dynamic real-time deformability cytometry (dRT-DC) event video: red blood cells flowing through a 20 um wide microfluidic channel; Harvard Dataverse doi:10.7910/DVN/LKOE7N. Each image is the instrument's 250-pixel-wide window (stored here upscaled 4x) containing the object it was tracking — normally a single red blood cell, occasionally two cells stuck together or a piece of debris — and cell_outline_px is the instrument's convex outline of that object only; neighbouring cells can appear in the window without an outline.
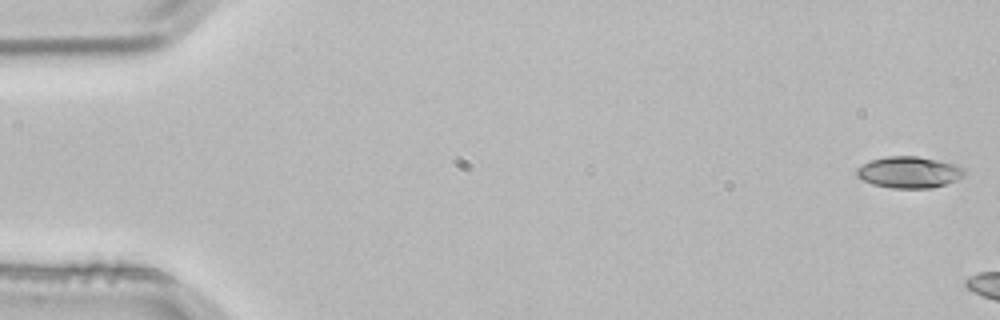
{"species": "common noctule bat (a hibernating species)", "species_latin": "Nyctalus noctula", "temperature_condition": "room temperature", "stored_images_in_passage": 5, "camera_frame_rate_fps": 3000, "um_per_image_px": 0.085, "animal": {"sex": "male", "body_mass_g": 21.5, "forearm_length_mm": 52.0}, "frame": {"image": 1, "passage_image": 1, "time_ms": 0.0, "image_size_px": [1000, 320], "cell_outline_px": [[968, 172], [964, 176], [956, 180], [932, 188], [892, 188], [872, 184], [856, 176], [856, 168], [872, 160], [888, 156], [916, 156], [936, 160], [952, 164], [964, 168]], "centroid_in_image_um": [77.28, 14.65], "position_along_channel_um": 7.7, "area_um2": 19.59}}
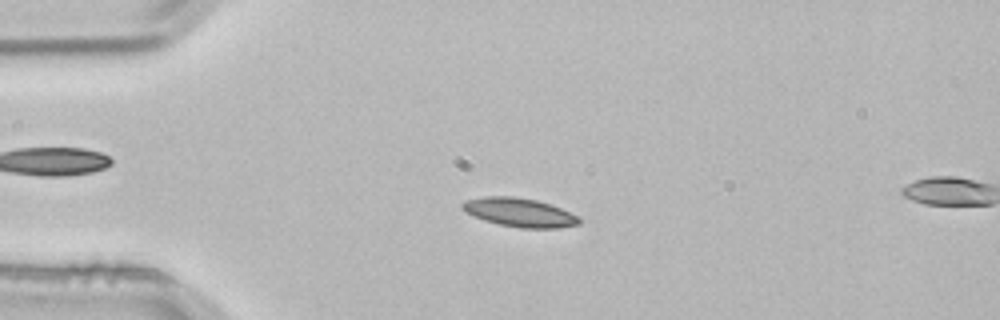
{"frame": {"image": 2, "passage_image": 4, "time_ms": 1.0, "image_size_px": [1000, 320], "cell_outline_px": [[580, 224], [560, 228], [520, 228], [500, 224], [484, 220], [464, 212], [460, 208], [460, 204], [464, 200], [484, 196], [512, 196], [536, 200], [552, 204], [580, 216]], "centroid_in_image_um": [44.15, 18.05], "position_along_channel_um": 40.8, "area_um2": 19.88}}